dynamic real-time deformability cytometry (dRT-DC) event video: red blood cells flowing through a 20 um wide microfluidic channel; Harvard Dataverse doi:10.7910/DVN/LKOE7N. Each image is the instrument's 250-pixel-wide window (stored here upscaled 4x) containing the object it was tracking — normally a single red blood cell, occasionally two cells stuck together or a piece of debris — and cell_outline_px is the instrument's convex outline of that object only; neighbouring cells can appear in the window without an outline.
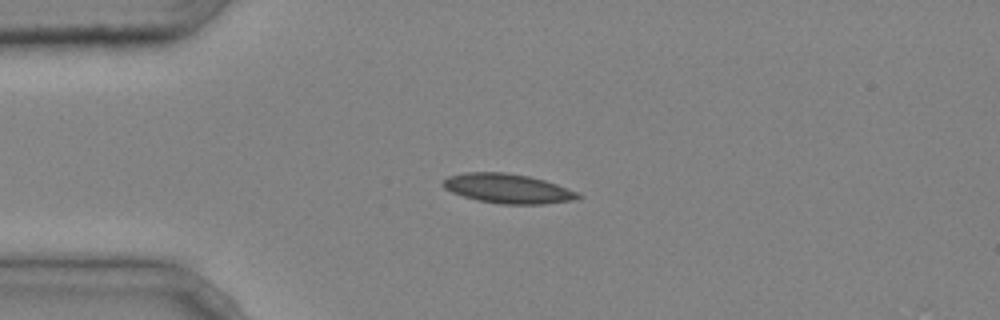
{"species": "common noctule bat (a hibernating species)", "species_latin": "Nyctalus noctula", "temperature_condition": "cold", "stored_images_in_passage": 2, "camera_frame_rate_fps": 3000, "um_per_image_px": 0.085, "animal": {"sex": "male", "body_mass_g": 20.4}, "frame": {"image": 1, "passage_image": 2, "time_ms": 0.333, "image_size_px": [1000, 320], "cell_outline_px": [[584, 196], [576, 200], [544, 204], [500, 204], [476, 200], [452, 192], [444, 188], [440, 184], [448, 176], [464, 172], [504, 172], [528, 176], [544, 180], [556, 184], [576, 192]], "centroid_in_image_um": [43.15, 16.03], "position_along_channel_um": 41.9, "area_um2": 23.24}}